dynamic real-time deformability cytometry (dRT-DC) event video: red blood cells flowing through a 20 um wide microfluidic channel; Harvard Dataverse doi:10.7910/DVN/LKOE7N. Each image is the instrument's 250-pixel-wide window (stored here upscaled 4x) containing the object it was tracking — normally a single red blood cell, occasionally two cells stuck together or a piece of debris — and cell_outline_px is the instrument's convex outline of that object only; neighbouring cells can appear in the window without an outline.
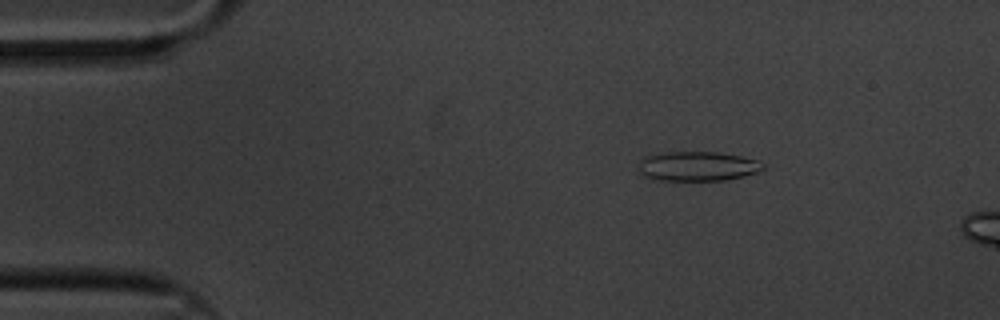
{"species": "common noctule bat (a hibernating species)", "species_latin": "Nyctalus noctula", "temperature_condition": "cold", "stored_images_in_passage": 10, "camera_frame_rate_fps": 3000, "um_per_image_px": 0.085, "animal": {"sex": "male", "body_mass_g": 20.1, "forearm_length_mm": 53.5}, "frame": {"image": 1, "passage_image": 2, "time_ms": 0.333, "image_size_px": [1000, 320], "cell_outline_px": [[764, 168], [756, 172], [744, 176], [728, 180], [652, 180], [644, 176], [640, 172], [640, 160], [644, 156], [660, 152], [720, 152], [740, 156], [756, 160], [764, 164]], "centroid_in_image_um": [59.26, 14.13], "position_along_channel_um": 25.7, "area_um2": 21.5}}